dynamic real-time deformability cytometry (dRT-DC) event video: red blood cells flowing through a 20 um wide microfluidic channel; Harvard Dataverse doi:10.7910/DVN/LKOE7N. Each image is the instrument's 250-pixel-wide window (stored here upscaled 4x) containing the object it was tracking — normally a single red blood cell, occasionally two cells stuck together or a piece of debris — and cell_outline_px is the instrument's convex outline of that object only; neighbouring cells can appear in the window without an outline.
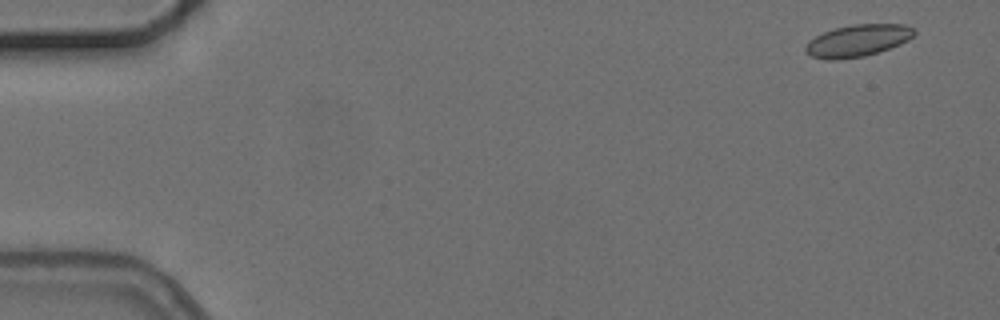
{"species": "common noctule bat (a hibernating species)", "species_latin": "Nyctalus noctula", "temperature_condition": "cold", "stored_images_in_passage": 4, "camera_frame_rate_fps": 3000, "um_per_image_px": 0.085, "animal": {"sex": "female", "body_mass_g": 24.6, "forearm_length_mm": 56.2}, "frame": {"image": 1, "passage_image": 1, "time_ms": 0.0, "image_size_px": [1000, 320], "cell_outline_px": [[916, 32], [908, 40], [900, 44], [864, 56], [836, 60], [828, 60], [812, 56], [804, 52], [804, 48], [816, 36], [824, 32], [836, 28], [852, 24], [904, 24], [912, 28]], "centroid_in_image_um": [72.9, 3.45], "position_along_channel_um": 12.1, "area_um2": 19.94}}